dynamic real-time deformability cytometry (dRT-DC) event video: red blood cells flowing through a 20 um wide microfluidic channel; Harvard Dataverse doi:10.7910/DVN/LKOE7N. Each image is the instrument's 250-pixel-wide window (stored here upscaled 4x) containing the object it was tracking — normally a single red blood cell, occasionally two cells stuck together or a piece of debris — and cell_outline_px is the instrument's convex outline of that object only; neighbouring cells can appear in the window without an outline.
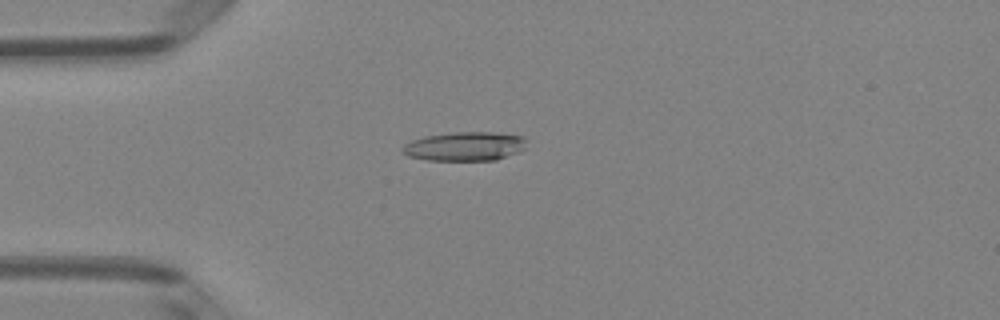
{"species": "Egyptian fruit bat (a non-hibernating species)", "species_latin": "Rousettus aegyptiacus", "temperature_condition": "room temperature", "stored_images_in_passage": 2, "camera_frame_rate_fps": 3000, "um_per_image_px": 0.085, "animal": {"sex": "female"}, "frame": {"image": 1, "passage_image": 2, "time_ms": 0.333, "image_size_px": [1000, 320], "cell_outline_px": [[524, 148], [520, 152], [496, 160], [428, 160], [408, 156], [400, 152], [400, 148], [404, 144], [412, 140], [424, 136], [456, 132], [492, 132], [524, 136]], "centroid_in_image_um": [39.47, 12.44], "position_along_channel_um": 45.5, "area_um2": 21.04}}